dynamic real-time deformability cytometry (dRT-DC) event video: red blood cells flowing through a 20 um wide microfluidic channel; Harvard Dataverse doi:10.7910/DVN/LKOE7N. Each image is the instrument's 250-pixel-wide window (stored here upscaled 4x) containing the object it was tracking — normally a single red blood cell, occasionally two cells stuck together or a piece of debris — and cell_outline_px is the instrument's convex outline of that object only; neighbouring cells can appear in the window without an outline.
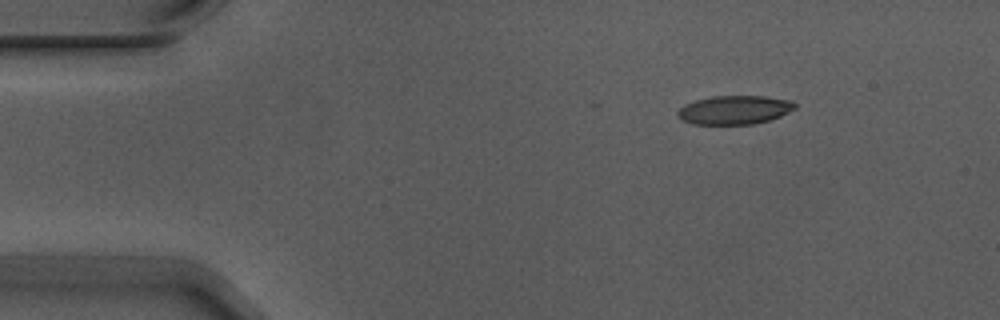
{"species": "Egyptian fruit bat (a non-hibernating species)", "species_latin": "Rousettus aegyptiacus", "temperature_condition": "warm", "stored_images_in_passage": 2, "camera_frame_rate_fps": 3000, "um_per_image_px": 0.085, "animal": {"sex": "male"}, "frame": {"image": 1, "passage_image": 1, "time_ms": 0.0, "image_size_px": [1000, 320], "cell_outline_px": [[796, 108], [780, 116], [768, 120], [752, 124], [692, 124], [676, 116], [676, 112], [684, 104], [696, 100], [712, 96], [764, 96], [792, 100], [796, 104]], "centroid_in_image_um": [62.42, 9.33], "position_along_channel_um": 22.6, "area_um2": 19.65}}